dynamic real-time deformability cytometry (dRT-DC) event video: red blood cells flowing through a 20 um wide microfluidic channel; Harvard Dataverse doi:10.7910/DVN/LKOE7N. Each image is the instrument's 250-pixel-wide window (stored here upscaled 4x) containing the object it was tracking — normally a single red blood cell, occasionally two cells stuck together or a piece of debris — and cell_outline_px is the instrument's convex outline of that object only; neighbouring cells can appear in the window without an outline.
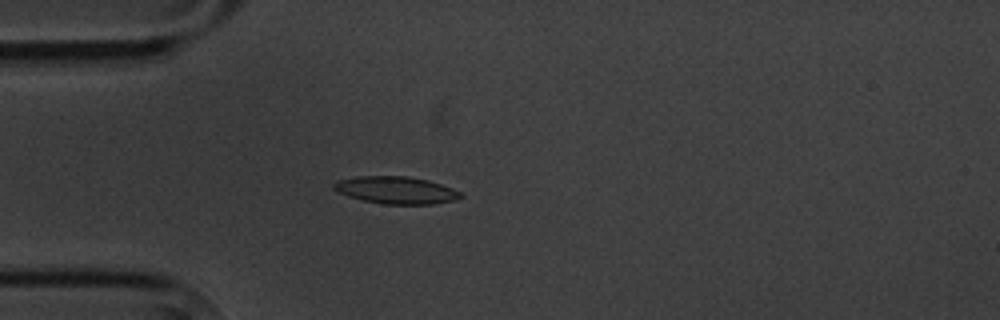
{"species": "common noctule bat (a hibernating species)", "species_latin": "Nyctalus noctula", "temperature_condition": "cold", "stored_images_in_passage": 4, "camera_frame_rate_fps": 3000, "um_per_image_px": 0.085, "animal": {"sex": "male", "body_mass_g": 20.1, "forearm_length_mm": 53.5}, "frame": {"image": 1, "passage_image": 4, "time_ms": 3.333, "image_size_px": [1000, 320], "cell_outline_px": [[464, 196], [452, 200], [432, 204], [384, 204], [364, 200], [348, 196], [332, 188], [332, 184], [336, 180], [356, 176], [408, 176], [428, 180], [452, 188], [460, 192]], "centroid_in_image_um": [33.63, 16.15], "position_along_channel_um": 51.4, "area_um2": 20.06}}